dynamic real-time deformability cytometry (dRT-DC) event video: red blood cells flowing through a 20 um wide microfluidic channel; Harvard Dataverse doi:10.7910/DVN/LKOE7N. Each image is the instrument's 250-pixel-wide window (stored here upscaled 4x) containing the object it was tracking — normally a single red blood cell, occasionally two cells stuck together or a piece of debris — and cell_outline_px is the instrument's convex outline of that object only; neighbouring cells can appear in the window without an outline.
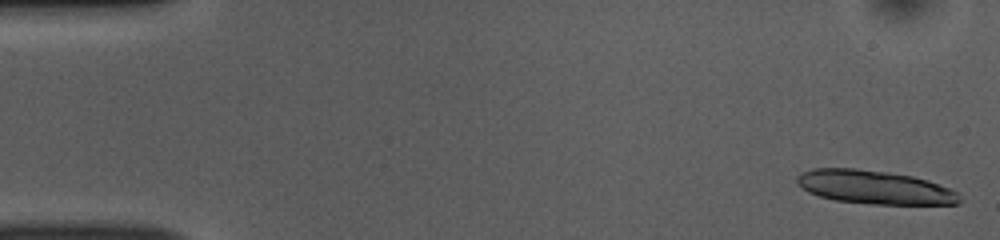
{"species": "common noctule bat (a hibernating species)", "species_latin": "Nyctalus noctula", "temperature_condition": "room temperature", "stored_images_in_passage": 14, "camera_frame_rate_fps": 3000, "um_per_image_px": 0.085, "animal": {"sex": "female", "body_mass_g": 10.0, "forearm_length_mm": 53.1}, "frame": {"image": 1, "passage_image": 1, "time_ms": 0.0, "image_size_px": [1000, 240], "cell_outline_px": [[960, 204], [872, 204], [832, 200], [808, 192], [796, 184], [796, 176], [812, 168], [856, 168], [888, 172], [912, 176], [928, 180], [960, 192]], "centroid_in_image_um": [74.33, 15.91], "position_along_channel_um": 10.7, "area_um2": 32.02}}